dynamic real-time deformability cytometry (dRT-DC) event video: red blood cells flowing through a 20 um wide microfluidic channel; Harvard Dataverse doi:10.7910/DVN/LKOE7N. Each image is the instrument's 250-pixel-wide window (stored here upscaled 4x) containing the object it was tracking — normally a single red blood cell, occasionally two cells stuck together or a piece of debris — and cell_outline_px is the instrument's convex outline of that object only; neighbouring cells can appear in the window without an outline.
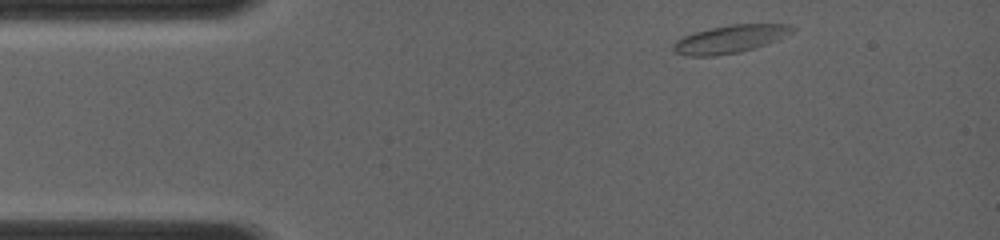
{"species": "common noctule bat (a hibernating species)", "species_latin": "Nyctalus noctula", "temperature_condition": "room temperature", "stored_images_in_passage": 15, "camera_frame_rate_fps": 4000, "um_per_image_px": 0.085, "animal": {"sex": "female", "body_mass_g": 19.0, "forearm_length_mm": 56.7}, "frame": {"image": 1, "passage_image": 1, "time_ms": 0.0, "image_size_px": [1000, 240], "cell_outline_px": [[796, 28], [792, 32], [768, 44], [756, 48], [740, 52], [712, 56], [684, 56], [676, 52], [672, 48], [672, 44], [676, 40], [692, 32], [732, 24], [792, 24]], "centroid_in_image_um": [62.05, 3.32], "position_along_channel_um": 23.0, "area_um2": 19.42}}
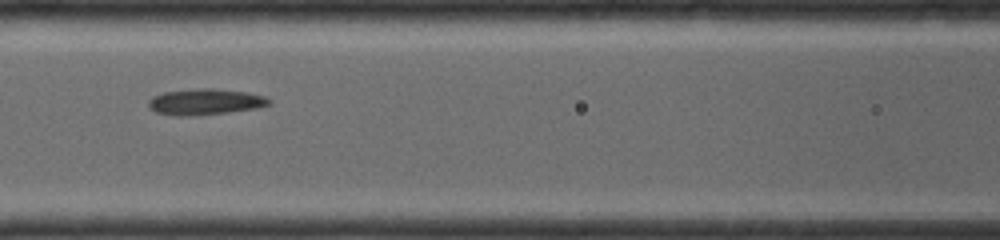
{"frame": {"image": 2, "passage_image": 9, "time_ms": 4.25, "image_size_px": [1000, 240], "cell_outline_px": [[272, 104], [256, 108], [224, 112], [188, 116], [176, 116], [156, 112], [148, 108], [148, 100], [152, 96], [164, 92], [196, 88], [212, 88], [244, 92], [264, 96], [272, 100]], "centroid_in_image_um": [17.4, 8.65], "position_along_channel_um": 149.2, "area_um2": 18.21}}
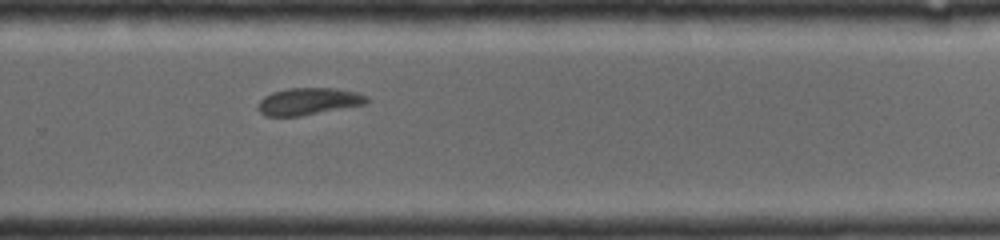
{"frame": {"image": 3, "passage_image": 15, "time_ms": 7.75, "image_size_px": [1000, 240], "cell_outline_px": [[368, 100], [364, 104], [300, 116], [264, 116], [260, 112], [260, 100], [264, 96], [272, 92], [288, 88], [336, 88], [356, 92], [368, 96]], "centroid_in_image_um": [26.22, 8.61], "position_along_channel_um": 303.6, "area_um2": 16.94}}